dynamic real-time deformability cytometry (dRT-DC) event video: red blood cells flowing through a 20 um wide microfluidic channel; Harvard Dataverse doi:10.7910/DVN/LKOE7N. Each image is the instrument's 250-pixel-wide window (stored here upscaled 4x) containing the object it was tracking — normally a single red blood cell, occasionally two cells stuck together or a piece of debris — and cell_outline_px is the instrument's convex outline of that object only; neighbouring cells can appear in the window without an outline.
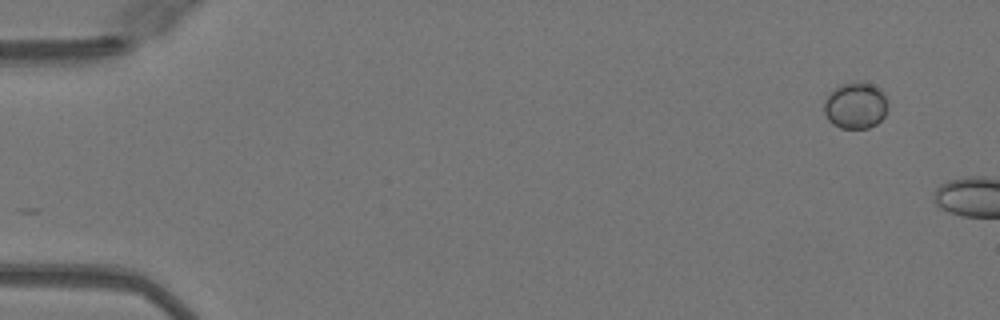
{"species": "Egyptian fruit bat (a non-hibernating species)", "species_latin": "Rousettus aegyptiacus", "temperature_condition": "warm", "stored_images_in_passage": 8, "camera_frame_rate_fps": 3000, "um_per_image_px": 0.085, "animal": {"sex": "female"}, "frame": {"image": 1, "passage_image": 1, "time_ms": 0.0, "image_size_px": [1000, 320], "cell_outline_px": [[888, 108], [884, 116], [876, 124], [868, 128], [840, 128], [832, 124], [828, 120], [824, 112], [824, 100], [828, 92], [840, 84], [856, 80], [864, 80], [880, 88], [884, 92], [888, 100]], "centroid_in_image_um": [72.72, 8.92], "position_along_channel_um": 12.3, "area_um2": 17.92}}